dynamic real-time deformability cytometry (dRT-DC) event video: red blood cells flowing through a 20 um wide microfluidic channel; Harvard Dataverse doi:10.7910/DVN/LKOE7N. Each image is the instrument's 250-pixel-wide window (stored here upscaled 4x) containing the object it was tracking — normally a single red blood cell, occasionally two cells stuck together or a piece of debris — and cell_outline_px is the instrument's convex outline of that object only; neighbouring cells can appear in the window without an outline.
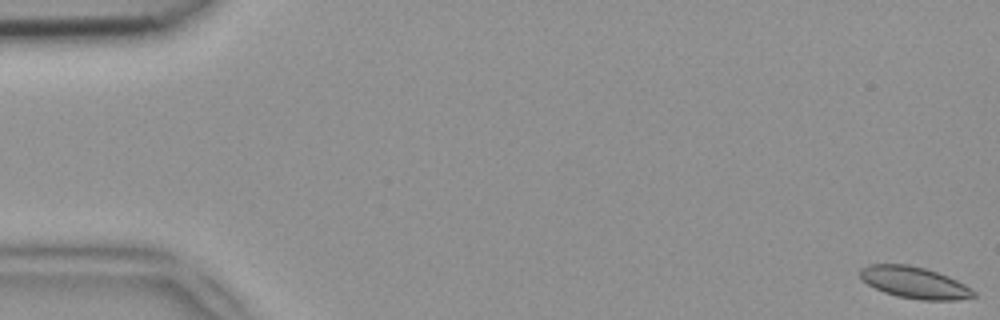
{"species": "common noctule bat (a hibernating species)", "species_latin": "Nyctalus noctula", "temperature_condition": "room temperature", "stored_images_in_passage": 52, "camera_frame_rate_fps": 3000, "um_per_image_px": 0.085, "animal": {"sex": "female", "body_mass_g": 18.4}, "frame": {"image": 1, "passage_image": 1, "time_ms": 0.0, "image_size_px": [1000, 320], "cell_outline_px": [[976, 296], [956, 300], [920, 300], [896, 296], [884, 292], [860, 280], [856, 272], [860, 268], [868, 264], [908, 264], [924, 268], [948, 276], [972, 288], [976, 292]], "centroid_in_image_um": [77.67, 24.01], "position_along_channel_um": 7.3, "area_um2": 21.15}}
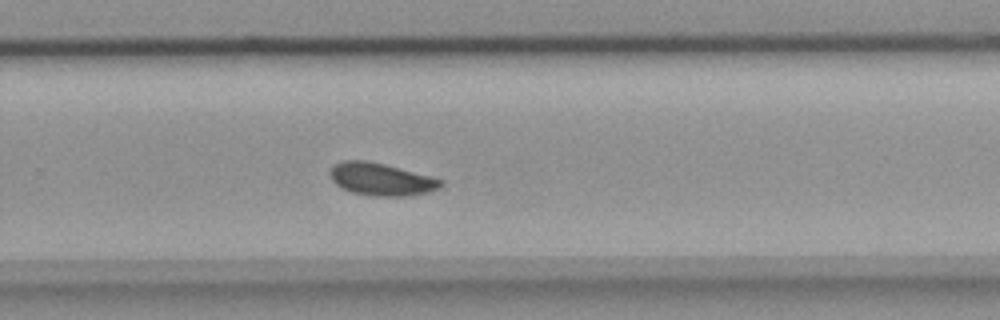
{"frame": {"image": 2, "passage_image": 34, "time_ms": 11.0, "image_size_px": [1000, 320], "cell_outline_px": [[444, 184], [440, 188], [428, 192], [408, 196], [372, 196], [352, 192], [340, 188], [332, 180], [328, 172], [332, 164], [340, 160], [368, 160], [432, 176], [444, 180]], "centroid_in_image_um": [32.38, 15.23], "position_along_channel_um": 297.4, "area_um2": 21.39}}
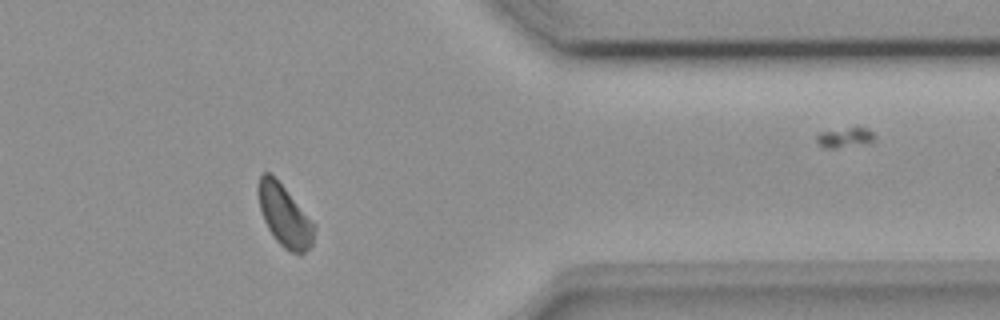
{"frame": {"image": 3, "passage_image": 42, "time_ms": 13.667, "image_size_px": [1000, 320], "cell_outline_px": [[316, 228], [312, 244], [304, 252], [292, 252], [284, 248], [276, 240], [268, 228], [264, 220], [260, 208], [256, 192], [256, 188], [260, 172], [268, 172], [276, 176], [316, 224]], "centroid_in_image_um": [24.17, 18.25], "position_along_channel_um": 387.2, "area_um2": 20.52}}